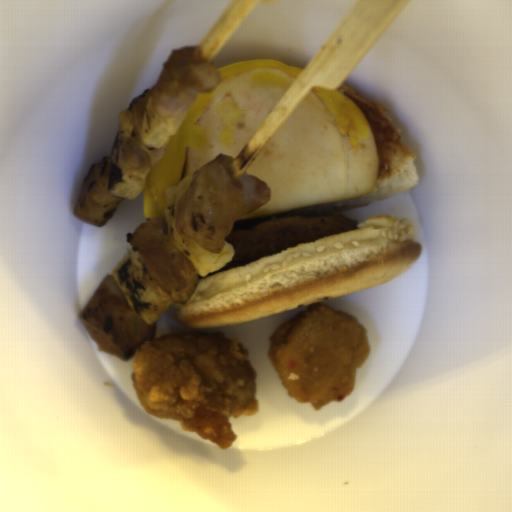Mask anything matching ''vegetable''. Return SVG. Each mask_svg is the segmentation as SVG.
Wrapping results in <instances>:
<instances>
[{
	"label": "vegetable",
	"mask_w": 512,
	"mask_h": 512,
	"mask_svg": "<svg viewBox=\"0 0 512 512\" xmlns=\"http://www.w3.org/2000/svg\"><path fill=\"white\" fill-rule=\"evenodd\" d=\"M112 273L129 307L148 325L174 303L150 275L141 256L129 249Z\"/></svg>",
	"instance_id": "1"
},
{
	"label": "vegetable",
	"mask_w": 512,
	"mask_h": 512,
	"mask_svg": "<svg viewBox=\"0 0 512 512\" xmlns=\"http://www.w3.org/2000/svg\"><path fill=\"white\" fill-rule=\"evenodd\" d=\"M192 182L193 177L187 175L168 193L164 204V217L167 234L173 246L193 263L199 276L206 277L228 264L234 257L235 250L234 246L224 240L220 253H213L178 233L175 226L176 212L184 193Z\"/></svg>",
	"instance_id": "2"
},
{
	"label": "vegetable",
	"mask_w": 512,
	"mask_h": 512,
	"mask_svg": "<svg viewBox=\"0 0 512 512\" xmlns=\"http://www.w3.org/2000/svg\"><path fill=\"white\" fill-rule=\"evenodd\" d=\"M152 89H145L128 105L131 122L141 143L145 147L162 148L171 136L177 133L166 125L153 107Z\"/></svg>",
	"instance_id": "3"
},
{
	"label": "vegetable",
	"mask_w": 512,
	"mask_h": 512,
	"mask_svg": "<svg viewBox=\"0 0 512 512\" xmlns=\"http://www.w3.org/2000/svg\"><path fill=\"white\" fill-rule=\"evenodd\" d=\"M149 169L133 170L124 165L119 131L116 132L110 150L107 190L115 197L134 200L145 187Z\"/></svg>",
	"instance_id": "4"
}]
</instances>
